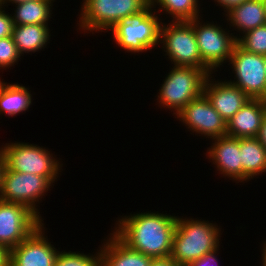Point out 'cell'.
Listing matches in <instances>:
<instances>
[{
	"label": "cell",
	"instance_id": "1",
	"mask_svg": "<svg viewBox=\"0 0 266 266\" xmlns=\"http://www.w3.org/2000/svg\"><path fill=\"white\" fill-rule=\"evenodd\" d=\"M177 216L139 212L116 221L113 233L129 248L151 258L169 257Z\"/></svg>",
	"mask_w": 266,
	"mask_h": 266
},
{
	"label": "cell",
	"instance_id": "2",
	"mask_svg": "<svg viewBox=\"0 0 266 266\" xmlns=\"http://www.w3.org/2000/svg\"><path fill=\"white\" fill-rule=\"evenodd\" d=\"M221 228L208 220H194L177 216L170 257L179 265L187 266L220 247Z\"/></svg>",
	"mask_w": 266,
	"mask_h": 266
},
{
	"label": "cell",
	"instance_id": "3",
	"mask_svg": "<svg viewBox=\"0 0 266 266\" xmlns=\"http://www.w3.org/2000/svg\"><path fill=\"white\" fill-rule=\"evenodd\" d=\"M157 95L159 106L168 108L177 115L189 102L204 93L207 77L213 74L211 69L172 66Z\"/></svg>",
	"mask_w": 266,
	"mask_h": 266
},
{
	"label": "cell",
	"instance_id": "4",
	"mask_svg": "<svg viewBox=\"0 0 266 266\" xmlns=\"http://www.w3.org/2000/svg\"><path fill=\"white\" fill-rule=\"evenodd\" d=\"M153 10L156 9L149 4L139 13L130 15L111 28L115 44L132 54L143 53L160 45L162 22Z\"/></svg>",
	"mask_w": 266,
	"mask_h": 266
},
{
	"label": "cell",
	"instance_id": "5",
	"mask_svg": "<svg viewBox=\"0 0 266 266\" xmlns=\"http://www.w3.org/2000/svg\"><path fill=\"white\" fill-rule=\"evenodd\" d=\"M79 15V30L107 32L118 22L139 13L149 5V0H83Z\"/></svg>",
	"mask_w": 266,
	"mask_h": 266
},
{
	"label": "cell",
	"instance_id": "6",
	"mask_svg": "<svg viewBox=\"0 0 266 266\" xmlns=\"http://www.w3.org/2000/svg\"><path fill=\"white\" fill-rule=\"evenodd\" d=\"M160 43L174 66L210 69L202 60L191 21L161 24Z\"/></svg>",
	"mask_w": 266,
	"mask_h": 266
},
{
	"label": "cell",
	"instance_id": "7",
	"mask_svg": "<svg viewBox=\"0 0 266 266\" xmlns=\"http://www.w3.org/2000/svg\"><path fill=\"white\" fill-rule=\"evenodd\" d=\"M2 146L0 151L9 170L44 177H59L63 164L55 159L56 156L53 157L48 148L24 142H10Z\"/></svg>",
	"mask_w": 266,
	"mask_h": 266
},
{
	"label": "cell",
	"instance_id": "8",
	"mask_svg": "<svg viewBox=\"0 0 266 266\" xmlns=\"http://www.w3.org/2000/svg\"><path fill=\"white\" fill-rule=\"evenodd\" d=\"M57 178L16 172L9 170L5 166L2 176L0 200L22 204L41 219L42 217L36 204H39L43 196L46 195V192L51 190L52 185L54 186L52 183Z\"/></svg>",
	"mask_w": 266,
	"mask_h": 266
},
{
	"label": "cell",
	"instance_id": "9",
	"mask_svg": "<svg viewBox=\"0 0 266 266\" xmlns=\"http://www.w3.org/2000/svg\"><path fill=\"white\" fill-rule=\"evenodd\" d=\"M200 17L190 20L193 24L201 60L215 73L223 63L229 62L235 46L234 33L225 31L219 24L207 21L202 23ZM219 25V26H218Z\"/></svg>",
	"mask_w": 266,
	"mask_h": 266
},
{
	"label": "cell",
	"instance_id": "10",
	"mask_svg": "<svg viewBox=\"0 0 266 266\" xmlns=\"http://www.w3.org/2000/svg\"><path fill=\"white\" fill-rule=\"evenodd\" d=\"M228 65L235 76L230 83L241 88L251 99L266 100L264 55L248 52L236 43Z\"/></svg>",
	"mask_w": 266,
	"mask_h": 266
},
{
	"label": "cell",
	"instance_id": "11",
	"mask_svg": "<svg viewBox=\"0 0 266 266\" xmlns=\"http://www.w3.org/2000/svg\"><path fill=\"white\" fill-rule=\"evenodd\" d=\"M42 221L28 207L0 200V245L11 250L40 226Z\"/></svg>",
	"mask_w": 266,
	"mask_h": 266
},
{
	"label": "cell",
	"instance_id": "12",
	"mask_svg": "<svg viewBox=\"0 0 266 266\" xmlns=\"http://www.w3.org/2000/svg\"><path fill=\"white\" fill-rule=\"evenodd\" d=\"M175 118L185 124L192 133L206 136L208 139L227 135L226 121L213 108L204 93L189 102Z\"/></svg>",
	"mask_w": 266,
	"mask_h": 266
},
{
	"label": "cell",
	"instance_id": "13",
	"mask_svg": "<svg viewBox=\"0 0 266 266\" xmlns=\"http://www.w3.org/2000/svg\"><path fill=\"white\" fill-rule=\"evenodd\" d=\"M44 223L10 250L9 266H54L59 253L45 235ZM46 236V237H45Z\"/></svg>",
	"mask_w": 266,
	"mask_h": 266
},
{
	"label": "cell",
	"instance_id": "14",
	"mask_svg": "<svg viewBox=\"0 0 266 266\" xmlns=\"http://www.w3.org/2000/svg\"><path fill=\"white\" fill-rule=\"evenodd\" d=\"M210 74L204 84V94L211 102L213 108L226 121L240 110L250 97L239 87L233 85L229 80L214 81ZM213 80V81H212Z\"/></svg>",
	"mask_w": 266,
	"mask_h": 266
},
{
	"label": "cell",
	"instance_id": "15",
	"mask_svg": "<svg viewBox=\"0 0 266 266\" xmlns=\"http://www.w3.org/2000/svg\"><path fill=\"white\" fill-rule=\"evenodd\" d=\"M212 145L206 155L215 164V168L223 177L243 182V169L240 157V138L222 136L213 138Z\"/></svg>",
	"mask_w": 266,
	"mask_h": 266
},
{
	"label": "cell",
	"instance_id": "16",
	"mask_svg": "<svg viewBox=\"0 0 266 266\" xmlns=\"http://www.w3.org/2000/svg\"><path fill=\"white\" fill-rule=\"evenodd\" d=\"M266 115L265 99H249L232 118L227 121V136L234 138L257 137Z\"/></svg>",
	"mask_w": 266,
	"mask_h": 266
},
{
	"label": "cell",
	"instance_id": "17",
	"mask_svg": "<svg viewBox=\"0 0 266 266\" xmlns=\"http://www.w3.org/2000/svg\"><path fill=\"white\" fill-rule=\"evenodd\" d=\"M107 239L99 249L101 266H149L151 257L129 248L113 232Z\"/></svg>",
	"mask_w": 266,
	"mask_h": 266
},
{
	"label": "cell",
	"instance_id": "18",
	"mask_svg": "<svg viewBox=\"0 0 266 266\" xmlns=\"http://www.w3.org/2000/svg\"><path fill=\"white\" fill-rule=\"evenodd\" d=\"M229 26L242 35L266 24L264 0H247L226 15Z\"/></svg>",
	"mask_w": 266,
	"mask_h": 266
},
{
	"label": "cell",
	"instance_id": "19",
	"mask_svg": "<svg viewBox=\"0 0 266 266\" xmlns=\"http://www.w3.org/2000/svg\"><path fill=\"white\" fill-rule=\"evenodd\" d=\"M240 157L243 181L266 172V149L256 137L240 138Z\"/></svg>",
	"mask_w": 266,
	"mask_h": 266
},
{
	"label": "cell",
	"instance_id": "20",
	"mask_svg": "<svg viewBox=\"0 0 266 266\" xmlns=\"http://www.w3.org/2000/svg\"><path fill=\"white\" fill-rule=\"evenodd\" d=\"M50 36L48 25L39 24L14 25L12 32L13 41L21 56L45 48L50 43Z\"/></svg>",
	"mask_w": 266,
	"mask_h": 266
},
{
	"label": "cell",
	"instance_id": "21",
	"mask_svg": "<svg viewBox=\"0 0 266 266\" xmlns=\"http://www.w3.org/2000/svg\"><path fill=\"white\" fill-rule=\"evenodd\" d=\"M29 88L1 81L0 78V115L16 116L27 111L32 104V95Z\"/></svg>",
	"mask_w": 266,
	"mask_h": 266
},
{
	"label": "cell",
	"instance_id": "22",
	"mask_svg": "<svg viewBox=\"0 0 266 266\" xmlns=\"http://www.w3.org/2000/svg\"><path fill=\"white\" fill-rule=\"evenodd\" d=\"M55 0H28L15 5L11 13L14 25L39 24L48 25Z\"/></svg>",
	"mask_w": 266,
	"mask_h": 266
},
{
	"label": "cell",
	"instance_id": "23",
	"mask_svg": "<svg viewBox=\"0 0 266 266\" xmlns=\"http://www.w3.org/2000/svg\"><path fill=\"white\" fill-rule=\"evenodd\" d=\"M199 0H149L152 8L158 5V11L171 15L172 21H190L201 17Z\"/></svg>",
	"mask_w": 266,
	"mask_h": 266
},
{
	"label": "cell",
	"instance_id": "24",
	"mask_svg": "<svg viewBox=\"0 0 266 266\" xmlns=\"http://www.w3.org/2000/svg\"><path fill=\"white\" fill-rule=\"evenodd\" d=\"M237 35V36H236ZM234 37L237 44L248 52L266 55V24Z\"/></svg>",
	"mask_w": 266,
	"mask_h": 266
},
{
	"label": "cell",
	"instance_id": "25",
	"mask_svg": "<svg viewBox=\"0 0 266 266\" xmlns=\"http://www.w3.org/2000/svg\"><path fill=\"white\" fill-rule=\"evenodd\" d=\"M96 253L91 255L59 251L54 266H101V252Z\"/></svg>",
	"mask_w": 266,
	"mask_h": 266
},
{
	"label": "cell",
	"instance_id": "26",
	"mask_svg": "<svg viewBox=\"0 0 266 266\" xmlns=\"http://www.w3.org/2000/svg\"><path fill=\"white\" fill-rule=\"evenodd\" d=\"M20 57L12 36L0 39V69H9L17 64Z\"/></svg>",
	"mask_w": 266,
	"mask_h": 266
},
{
	"label": "cell",
	"instance_id": "27",
	"mask_svg": "<svg viewBox=\"0 0 266 266\" xmlns=\"http://www.w3.org/2000/svg\"><path fill=\"white\" fill-rule=\"evenodd\" d=\"M5 7L0 5V39L12 36L14 22L12 15L6 13Z\"/></svg>",
	"mask_w": 266,
	"mask_h": 266
},
{
	"label": "cell",
	"instance_id": "28",
	"mask_svg": "<svg viewBox=\"0 0 266 266\" xmlns=\"http://www.w3.org/2000/svg\"><path fill=\"white\" fill-rule=\"evenodd\" d=\"M217 251H219V247L209 253H206L199 259L190 262L187 266H219L217 259Z\"/></svg>",
	"mask_w": 266,
	"mask_h": 266
},
{
	"label": "cell",
	"instance_id": "29",
	"mask_svg": "<svg viewBox=\"0 0 266 266\" xmlns=\"http://www.w3.org/2000/svg\"><path fill=\"white\" fill-rule=\"evenodd\" d=\"M245 1L247 0H214L215 4L218 3L216 6L219 5L220 7H222L225 13H228L234 7L241 5Z\"/></svg>",
	"mask_w": 266,
	"mask_h": 266
},
{
	"label": "cell",
	"instance_id": "30",
	"mask_svg": "<svg viewBox=\"0 0 266 266\" xmlns=\"http://www.w3.org/2000/svg\"><path fill=\"white\" fill-rule=\"evenodd\" d=\"M149 266H179L170 256L164 258H151Z\"/></svg>",
	"mask_w": 266,
	"mask_h": 266
},
{
	"label": "cell",
	"instance_id": "31",
	"mask_svg": "<svg viewBox=\"0 0 266 266\" xmlns=\"http://www.w3.org/2000/svg\"><path fill=\"white\" fill-rule=\"evenodd\" d=\"M10 250L0 245V266H9Z\"/></svg>",
	"mask_w": 266,
	"mask_h": 266
},
{
	"label": "cell",
	"instance_id": "32",
	"mask_svg": "<svg viewBox=\"0 0 266 266\" xmlns=\"http://www.w3.org/2000/svg\"><path fill=\"white\" fill-rule=\"evenodd\" d=\"M256 138L266 149V115L263 118L262 124L260 126V129H259V132Z\"/></svg>",
	"mask_w": 266,
	"mask_h": 266
},
{
	"label": "cell",
	"instance_id": "33",
	"mask_svg": "<svg viewBox=\"0 0 266 266\" xmlns=\"http://www.w3.org/2000/svg\"><path fill=\"white\" fill-rule=\"evenodd\" d=\"M4 169H5V159H4V155L0 151V192H1V187H2V176H3Z\"/></svg>",
	"mask_w": 266,
	"mask_h": 266
},
{
	"label": "cell",
	"instance_id": "34",
	"mask_svg": "<svg viewBox=\"0 0 266 266\" xmlns=\"http://www.w3.org/2000/svg\"><path fill=\"white\" fill-rule=\"evenodd\" d=\"M25 1H28V0H0V5H2V6H7L8 7V3H12V4H14L15 3V5L16 4H19V3H23V2H25ZM7 4V5H6Z\"/></svg>",
	"mask_w": 266,
	"mask_h": 266
},
{
	"label": "cell",
	"instance_id": "35",
	"mask_svg": "<svg viewBox=\"0 0 266 266\" xmlns=\"http://www.w3.org/2000/svg\"><path fill=\"white\" fill-rule=\"evenodd\" d=\"M264 243V245H263V251H261V252H263V254H262V266H266V241L265 242H263Z\"/></svg>",
	"mask_w": 266,
	"mask_h": 266
},
{
	"label": "cell",
	"instance_id": "36",
	"mask_svg": "<svg viewBox=\"0 0 266 266\" xmlns=\"http://www.w3.org/2000/svg\"><path fill=\"white\" fill-rule=\"evenodd\" d=\"M265 16H266V0H264Z\"/></svg>",
	"mask_w": 266,
	"mask_h": 266
},
{
	"label": "cell",
	"instance_id": "37",
	"mask_svg": "<svg viewBox=\"0 0 266 266\" xmlns=\"http://www.w3.org/2000/svg\"><path fill=\"white\" fill-rule=\"evenodd\" d=\"M264 63H265V69H266V55L264 56Z\"/></svg>",
	"mask_w": 266,
	"mask_h": 266
}]
</instances>
